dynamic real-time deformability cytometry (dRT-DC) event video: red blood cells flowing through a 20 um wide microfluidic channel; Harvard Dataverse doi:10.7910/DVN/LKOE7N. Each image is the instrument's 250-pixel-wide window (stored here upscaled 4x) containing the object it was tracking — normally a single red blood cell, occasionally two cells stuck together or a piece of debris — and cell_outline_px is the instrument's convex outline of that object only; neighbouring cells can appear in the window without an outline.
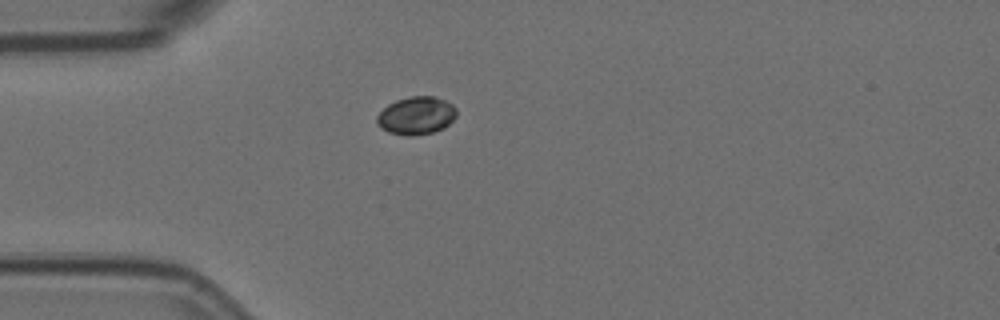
{"species": "Egyptian fruit bat (a non-hibernating species)", "species_latin": "Rousettus aegyptiacus", "temperature_condition": "room temperature", "stored_images_in_passage": 42, "camera_frame_rate_fps": 3000, "um_per_image_px": 0.085, "animal": {"sex": "female"}, "frame": {"image": 1, "passage_image": 1, "time_ms": 0.0, "image_size_px": [1000, 320], "cell_outline_px": [[456, 116], [444, 128], [432, 132], [412, 136], [388, 132], [380, 128], [376, 124], [376, 116], [388, 104], [396, 100], [412, 96], [432, 96], [444, 100], [452, 104], [456, 108]], "centroid_in_image_um": [35.36, 9.82], "position_along_channel_um": 49.6, "area_um2": 17.51}}
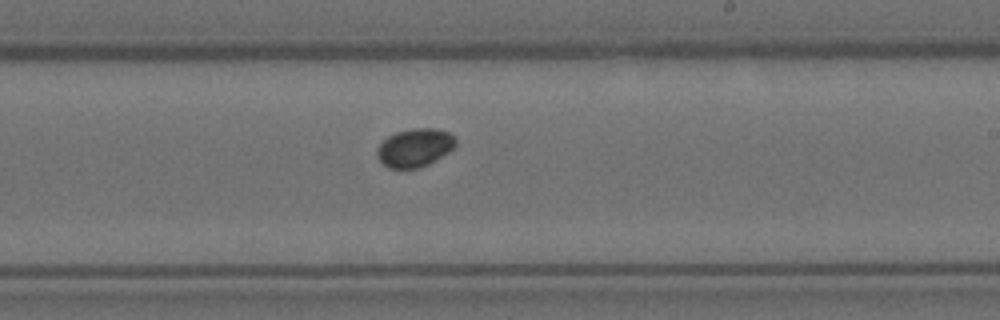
{"frame": {"image": 2, "passage_image": 19, "time_ms": 6.0, "image_size_px": [1000, 320], "cell_outline_px": [[456, 144], [448, 152], [436, 160], [428, 164], [416, 168], [388, 168], [376, 156], [376, 148], [388, 136], [396, 132], [412, 128], [436, 128], [448, 132], [456, 140]], "centroid_in_image_um": [35.24, 12.54], "position_along_channel_um": 253.8, "area_um2": 17.46}}
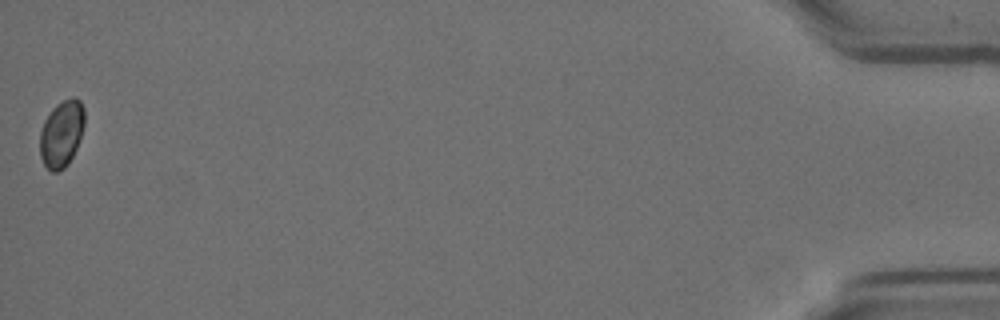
{"frame": {"image": 3, "passage_image": 42, "time_ms": 13.667, "image_size_px": [1000, 320], "cell_outline_px": [[84, 124], [76, 148], [68, 164], [64, 168], [56, 172], [52, 172], [44, 164], [40, 156], [40, 132], [44, 120], [52, 108], [56, 104], [72, 96], [76, 96], [80, 100], [84, 108]], "centroid_in_image_um": [5.23, 11.33], "position_along_channel_um": 430.0, "area_um2": 17.34}}